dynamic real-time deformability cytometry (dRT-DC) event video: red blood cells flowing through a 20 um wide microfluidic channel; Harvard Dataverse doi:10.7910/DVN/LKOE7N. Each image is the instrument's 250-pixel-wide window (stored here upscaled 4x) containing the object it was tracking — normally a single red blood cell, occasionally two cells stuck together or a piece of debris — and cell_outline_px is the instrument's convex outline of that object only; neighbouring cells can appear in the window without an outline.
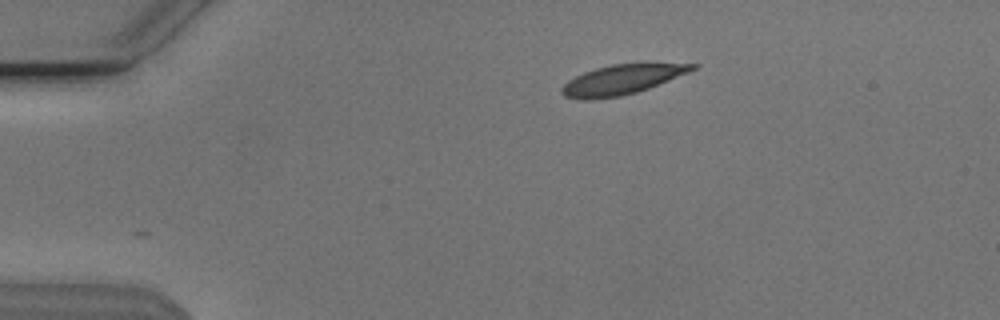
{"species": "Egyptian fruit bat (a non-hibernating species)", "species_latin": "Rousettus aegyptiacus", "temperature_condition": "cold", "stored_images_in_passage": 45, "camera_frame_rate_fps": 3000, "um_per_image_px": 0.085, "animal": {"sex": "male"}, "frame": {"image": 1, "passage_image": 1, "time_ms": 0.0, "image_size_px": [1000, 320], "cell_outline_px": [[700, 64], [696, 68], [688, 72], [648, 88], [636, 92], [620, 96], [588, 100], [580, 100], [564, 96], [560, 92], [560, 88], [568, 80], [584, 72], [596, 68], [612, 64], [648, 60]], "centroid_in_image_um": [52.92, 6.71], "position_along_channel_um": 32.1, "area_um2": 23.47}}
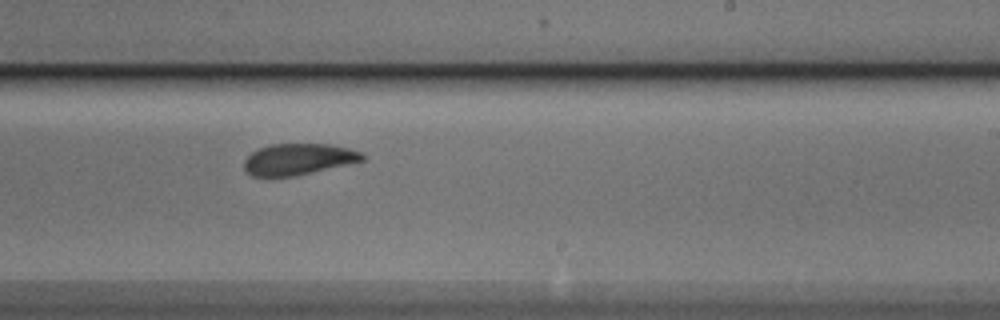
{"frame": {"image": 2, "passage_image": 24, "time_ms": 7.667, "image_size_px": [1000, 320], "cell_outline_px": [[368, 156], [364, 160], [292, 176], [252, 176], [244, 172], [244, 160], [252, 152], [260, 148], [272, 144], [328, 144], [348, 148], [360, 152]], "centroid_in_image_um": [25.33, 13.53], "position_along_channel_um": 263.7, "area_um2": 21.27}}
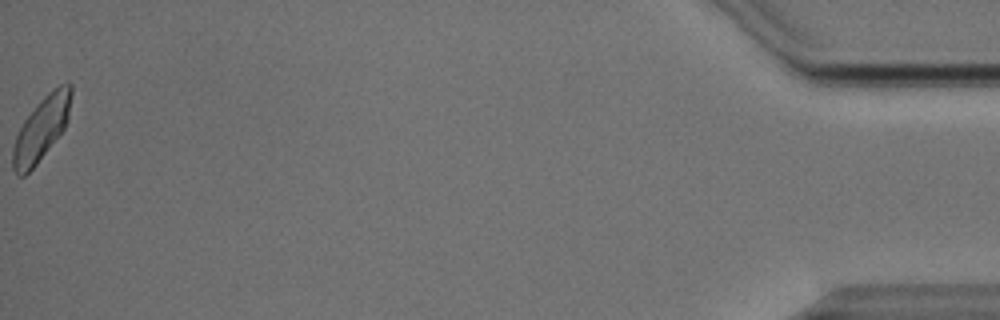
{"frame": {"image": 3, "passage_image": 45, "time_ms": 14.667, "image_size_px": [1000, 320], "cell_outline_px": [[72, 92], [68, 120], [64, 128], [36, 164], [24, 176], [16, 176], [12, 168], [12, 148], [16, 136], [24, 120], [36, 104], [52, 88], [68, 80], [72, 84]], "centroid_in_image_um": [3.52, 10.9], "position_along_channel_um": 431.7, "area_um2": 21.68}, "authors_computed_cell_mechanics": {"area_um2": 22.5998, "velocity_mm_per_s": 3.7865, "shape_relaxation_time_tau1_ms": 4.7457, "shape_relaxation_time_tau2_ms": 1.7583, "deformation_change_tau1": 0.1366, "deformation_change_tau2": 0.0624}}